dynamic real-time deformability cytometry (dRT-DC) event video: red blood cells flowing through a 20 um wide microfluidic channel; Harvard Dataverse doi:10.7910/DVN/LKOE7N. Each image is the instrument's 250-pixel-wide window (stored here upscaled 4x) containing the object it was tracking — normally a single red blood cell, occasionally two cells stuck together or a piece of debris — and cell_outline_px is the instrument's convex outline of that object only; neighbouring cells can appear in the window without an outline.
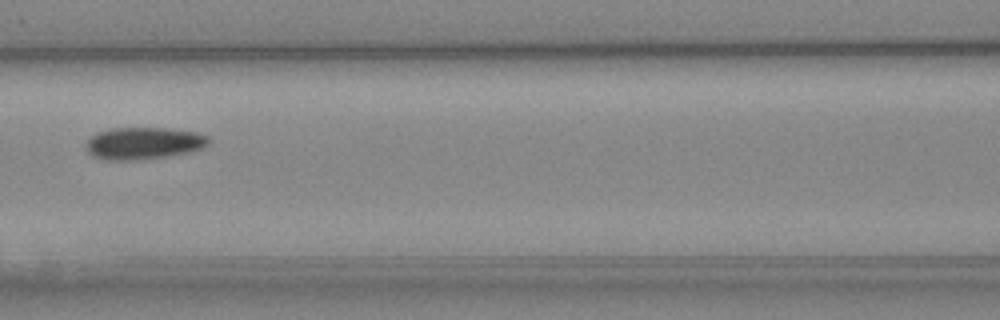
{"species": "Egyptian fruit bat (a non-hibernating species)", "species_latin": "Rousettus aegyptiacus", "temperature_condition": "cold", "stored_images_in_passage": 7, "camera_frame_rate_fps": 3000, "um_per_image_px": 0.085, "animal": {"sex": "female"}, "frame": {"image": 1, "passage_image": 7, "time_ms": 7.0, "image_size_px": [1000, 320], "cell_outline_px": [[212, 140], [208, 144], [200, 148], [188, 152], [164, 156], [136, 160], [104, 160], [92, 156], [84, 148], [84, 144], [96, 132], [112, 128], [168, 128], [196, 132], [208, 136]], "centroid_in_image_um": [12.16, 12.17], "position_along_channel_um": 154.4, "area_um2": 23.0}}